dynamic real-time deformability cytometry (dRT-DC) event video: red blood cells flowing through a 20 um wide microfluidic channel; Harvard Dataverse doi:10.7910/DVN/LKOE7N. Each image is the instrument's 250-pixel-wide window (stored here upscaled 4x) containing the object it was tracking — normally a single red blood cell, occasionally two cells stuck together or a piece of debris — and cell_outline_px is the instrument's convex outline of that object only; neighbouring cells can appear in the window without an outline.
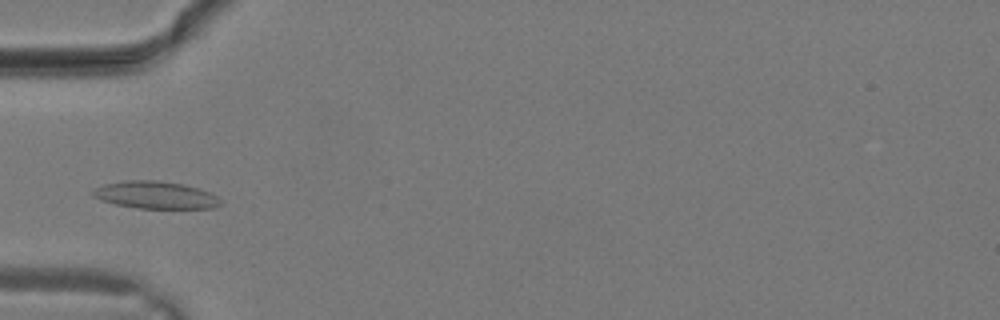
{"species": "common noctule bat (a hibernating species)", "species_latin": "Nyctalus noctula", "temperature_condition": "warm", "stored_images_in_passage": 10, "camera_frame_rate_fps": 3000, "um_per_image_px": 0.085, "animal": {"sex": "male", "body_mass_g": 19.2, "forearm_length_mm": 51.8}, "frame": {"image": 1, "passage_image": 7, "time_ms": 2.0, "image_size_px": [1000, 320], "cell_outline_px": [[220, 204], [212, 208], [136, 208], [116, 204], [100, 200], [92, 196], [92, 192], [96, 188], [104, 184], [124, 180], [156, 180], [184, 184], [200, 188], [216, 196], [220, 200]], "centroid_in_image_um": [13.19, 16.57], "position_along_channel_um": 71.8, "area_um2": 20.29}}
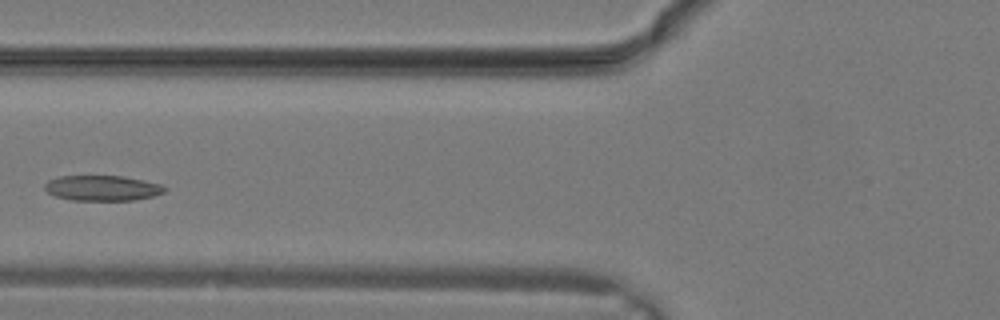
{"frame": {"image": 2, "passage_image": 9, "time_ms": 2.667, "image_size_px": [1000, 320], "cell_outline_px": [[168, 188], [164, 192], [152, 196], [132, 200], [72, 200], [56, 196], [48, 192], [44, 188], [44, 184], [48, 180], [60, 176], [124, 176], [164, 184]], "centroid_in_image_um": [8.73, 15.97], "position_along_channel_um": 117.1, "area_um2": 17.74}}